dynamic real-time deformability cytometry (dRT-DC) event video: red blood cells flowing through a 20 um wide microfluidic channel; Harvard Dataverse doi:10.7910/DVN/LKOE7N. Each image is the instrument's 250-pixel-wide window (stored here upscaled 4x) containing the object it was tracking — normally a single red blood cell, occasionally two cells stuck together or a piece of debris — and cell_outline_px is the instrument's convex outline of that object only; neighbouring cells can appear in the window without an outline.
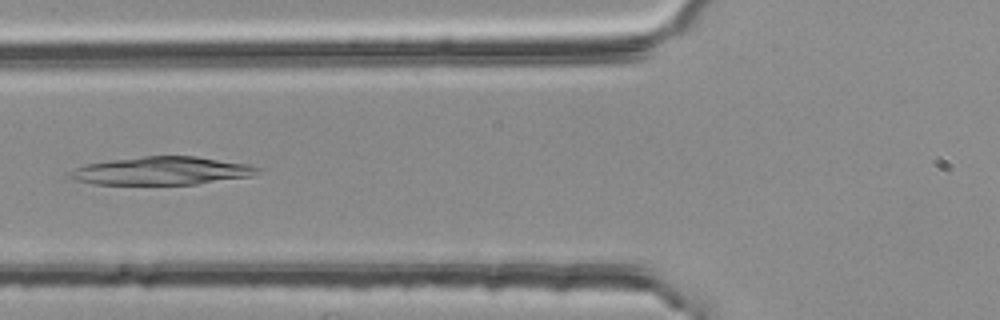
{"species": "common noctule bat (a hibernating species)", "species_latin": "Nyctalus noctula", "temperature_condition": "room temperature", "stored_images_in_passage": 4, "camera_frame_rate_fps": 3000, "um_per_image_px": 0.085, "animal": {"sex": "female", "body_mass_g": 25.1}, "frame": {"image": 1, "passage_image": 4, "time_ms": 1.0, "image_size_px": [1000, 320], "cell_outline_px": [[260, 168], [252, 176], [196, 184], [92, 184], [76, 180], [68, 176], [68, 172], [84, 164], [108, 160], [144, 156], [196, 156], [252, 164]], "centroid_in_image_um": [13.74, 14.51], "position_along_channel_um": 112.1, "area_um2": 30.81}}